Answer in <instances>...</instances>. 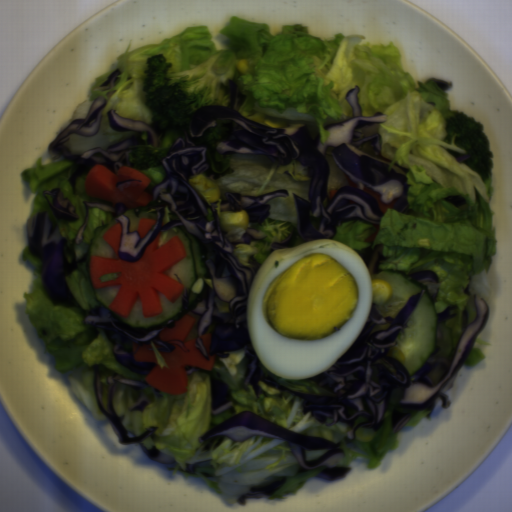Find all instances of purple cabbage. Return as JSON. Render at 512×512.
Segmentation results:
<instances>
[{
	"label": "purple cabbage",
	"instance_id": "c1f60e8f",
	"mask_svg": "<svg viewBox=\"0 0 512 512\" xmlns=\"http://www.w3.org/2000/svg\"><path fill=\"white\" fill-rule=\"evenodd\" d=\"M351 108V118L331 122L325 126L328 132L325 143L321 137L312 140L306 125H285L271 128L262 122L245 118L241 113L246 100L238 87L231 91L226 105L210 104L196 112L189 120L182 136L175 141L161 161L164 178L148 192L149 204L136 207L135 216L142 212H160L158 220L140 238L139 232L130 231L127 208L121 204L82 201L86 207L85 220L74 239L62 236V230L54 217L38 211L26 220L27 249L39 260L42 288L54 305L73 308L79 303L67 281L85 261L87 254L77 260L75 249L84 240V230L89 221V208H97L111 214L121 226L118 257L127 262L139 261L152 240L172 227H185L186 231L202 243L205 265L212 278L213 288L206 286L204 296L190 310L199 317L195 345L207 359V350L201 336L210 335L209 355L216 358L230 357L237 350H245L248 363L242 388L251 386L255 396L267 398L268 394L259 382L276 391L301 397L302 413L325 427L336 423L347 424L345 440L355 439L356 430L374 432L385 423V413L393 391L402 389L398 405L400 409L428 411L433 414L438 400L442 409L451 406L447 392L464 366L477 338L489 317V307L469 282L463 294L473 296L475 317L469 323L468 310L461 312L463 330L454 347L452 359L436 356L441 346L440 325L457 316L449 305L438 315L436 346L414 374H410L389 352L398 334L418 304L425 290L410 296L395 318L368 319L344 354L330 367L316 375L306 377L331 392L332 396L299 394L267 377L252 345L248 328V302L253 282L263 264L250 256L249 265H242L234 251L237 245H249L262 240L266 234L247 228L243 237L229 241L228 230H223L221 216L224 212L248 214V224L266 222L270 217L269 201L287 198L282 190L260 196H247L227 192L225 200L208 202L204 194L196 191L189 180L195 173H206L211 167L207 159L205 141L219 120L229 123L232 135L226 141H218V154L264 155L281 165L296 162L307 168L310 187L307 198L294 194L298 216L297 231L304 243L333 239L341 225L361 221L379 226L383 212L378 201L364 191L365 187L376 190L383 203L396 200L392 209L401 215L412 214L407 197L408 169L387 159L382 148L380 125L388 115L378 112L363 116L360 102V86L355 85L345 96ZM343 173H347L359 189L348 186ZM337 195L330 201L329 190ZM229 301L230 310L224 314L218 310L214 298ZM447 363L448 370L439 384L426 378L436 364Z\"/></svg>",
	"mask_w": 512,
	"mask_h": 512
},
{
	"label": "purple cabbage",
	"instance_id": "ea28d5fd",
	"mask_svg": "<svg viewBox=\"0 0 512 512\" xmlns=\"http://www.w3.org/2000/svg\"><path fill=\"white\" fill-rule=\"evenodd\" d=\"M106 104L107 101L103 96L97 97L89 108L86 117L72 120L47 147V153L50 159L54 160L63 157L65 160L75 163V170L68 177V181L73 189V194H77L78 178L88 175L94 165L106 167L114 175H118L120 167H130V154L137 145H154L160 147L167 134L165 132H158L155 127L143 121L124 119L116 110L111 109L107 112L110 129H113L116 133L146 132L148 135L147 142L142 141L140 138H129L111 145L106 149L94 147L81 155L70 151L65 144L69 142L72 134H78L81 137H89L97 134Z\"/></svg>",
	"mask_w": 512,
	"mask_h": 512
},
{
	"label": "purple cabbage",
	"instance_id": "f65ffa83",
	"mask_svg": "<svg viewBox=\"0 0 512 512\" xmlns=\"http://www.w3.org/2000/svg\"><path fill=\"white\" fill-rule=\"evenodd\" d=\"M253 435L284 441L298 464V474L323 466L324 469L315 478L326 482H335L351 472V468L348 466L338 465L345 456L340 441L333 443L322 438L284 428L248 409L239 412L206 431L198 437V441L199 443H207L203 451H208L216 448L224 438H228L236 443L243 442ZM304 450L328 451L321 458L306 461Z\"/></svg>",
	"mask_w": 512,
	"mask_h": 512
},
{
	"label": "purple cabbage",
	"instance_id": "39781b68",
	"mask_svg": "<svg viewBox=\"0 0 512 512\" xmlns=\"http://www.w3.org/2000/svg\"><path fill=\"white\" fill-rule=\"evenodd\" d=\"M177 319L169 320L165 326H160L152 331H132L125 328L117 322L109 310L102 304L99 306V312L94 315L86 316L84 324L101 328L111 342L112 352L116 360L132 373L148 376L155 363L136 362L133 353L122 349L125 341L133 344L150 345L153 342L158 353L174 352L176 345L167 341H162L160 333L164 328L175 327Z\"/></svg>",
	"mask_w": 512,
	"mask_h": 512
},
{
	"label": "purple cabbage",
	"instance_id": "9ea6ddef",
	"mask_svg": "<svg viewBox=\"0 0 512 512\" xmlns=\"http://www.w3.org/2000/svg\"><path fill=\"white\" fill-rule=\"evenodd\" d=\"M94 395L98 405L99 410L103 413V415L107 418L109 423L111 424L118 440L123 444H137L143 453L152 461L162 464V465H172L175 462V458L172 456L162 452L156 446H153L151 449H146L143 445L142 441L150 437L154 434L158 426H151L142 434L136 437H129V433L126 430L121 417H119L115 407H114V394L118 385L125 386L127 388L133 390L143 391L149 386L147 382H139L136 380H128L125 377L121 376L118 373L115 375H108L106 377L108 384V396L106 406L104 405L101 399V367L98 365H94Z\"/></svg>",
	"mask_w": 512,
	"mask_h": 512
},
{
	"label": "purple cabbage",
	"instance_id": "8b30caba",
	"mask_svg": "<svg viewBox=\"0 0 512 512\" xmlns=\"http://www.w3.org/2000/svg\"><path fill=\"white\" fill-rule=\"evenodd\" d=\"M41 193L53 215L69 222L79 220V214L76 212L72 202L65 198L60 187L52 190H43Z\"/></svg>",
	"mask_w": 512,
	"mask_h": 512
},
{
	"label": "purple cabbage",
	"instance_id": "06f8d472",
	"mask_svg": "<svg viewBox=\"0 0 512 512\" xmlns=\"http://www.w3.org/2000/svg\"><path fill=\"white\" fill-rule=\"evenodd\" d=\"M210 385L212 414L219 415L231 409L233 403L227 383L218 378L211 381Z\"/></svg>",
	"mask_w": 512,
	"mask_h": 512
},
{
	"label": "purple cabbage",
	"instance_id": "9cd0cae8",
	"mask_svg": "<svg viewBox=\"0 0 512 512\" xmlns=\"http://www.w3.org/2000/svg\"><path fill=\"white\" fill-rule=\"evenodd\" d=\"M384 246L379 244L373 248H365L359 256L369 270V274H379L382 270L380 266L388 260V256H383Z\"/></svg>",
	"mask_w": 512,
	"mask_h": 512
},
{
	"label": "purple cabbage",
	"instance_id": "38c2f254",
	"mask_svg": "<svg viewBox=\"0 0 512 512\" xmlns=\"http://www.w3.org/2000/svg\"><path fill=\"white\" fill-rule=\"evenodd\" d=\"M286 477L279 479L278 481L269 482L261 487H251L250 490L237 499V504L244 506L248 498L259 499L262 497H270L275 494L286 482Z\"/></svg>",
	"mask_w": 512,
	"mask_h": 512
},
{
	"label": "purple cabbage",
	"instance_id": "4d1481cc",
	"mask_svg": "<svg viewBox=\"0 0 512 512\" xmlns=\"http://www.w3.org/2000/svg\"><path fill=\"white\" fill-rule=\"evenodd\" d=\"M413 280L427 285L429 295L433 301L436 302L440 289L439 276L434 271H421L408 275Z\"/></svg>",
	"mask_w": 512,
	"mask_h": 512
},
{
	"label": "purple cabbage",
	"instance_id": "45c4457a",
	"mask_svg": "<svg viewBox=\"0 0 512 512\" xmlns=\"http://www.w3.org/2000/svg\"><path fill=\"white\" fill-rule=\"evenodd\" d=\"M410 420L409 415L397 410H393L390 416V423L394 433L401 430L403 426Z\"/></svg>",
	"mask_w": 512,
	"mask_h": 512
},
{
	"label": "purple cabbage",
	"instance_id": "7bc51332",
	"mask_svg": "<svg viewBox=\"0 0 512 512\" xmlns=\"http://www.w3.org/2000/svg\"><path fill=\"white\" fill-rule=\"evenodd\" d=\"M123 72L121 70L116 69L113 71L98 87L97 90L105 92L114 87L116 81L118 80V76Z\"/></svg>",
	"mask_w": 512,
	"mask_h": 512
},
{
	"label": "purple cabbage",
	"instance_id": "ad9c8063",
	"mask_svg": "<svg viewBox=\"0 0 512 512\" xmlns=\"http://www.w3.org/2000/svg\"><path fill=\"white\" fill-rule=\"evenodd\" d=\"M297 237H296V234L295 232H290V234L285 238L283 239L282 241L280 242H274L272 244V248L274 249L275 252L281 250V249H285V248H290V247H294V243L296 241ZM274 252V253H275Z\"/></svg>",
	"mask_w": 512,
	"mask_h": 512
},
{
	"label": "purple cabbage",
	"instance_id": "7f2bcce9",
	"mask_svg": "<svg viewBox=\"0 0 512 512\" xmlns=\"http://www.w3.org/2000/svg\"><path fill=\"white\" fill-rule=\"evenodd\" d=\"M215 466L212 465L211 459L205 461H199L194 464H186V473L194 474L196 469H213Z\"/></svg>",
	"mask_w": 512,
	"mask_h": 512
},
{
	"label": "purple cabbage",
	"instance_id": "61c92939",
	"mask_svg": "<svg viewBox=\"0 0 512 512\" xmlns=\"http://www.w3.org/2000/svg\"><path fill=\"white\" fill-rule=\"evenodd\" d=\"M150 405L149 400L146 397H141L137 402L130 408V411H139L143 413L146 407Z\"/></svg>",
	"mask_w": 512,
	"mask_h": 512
},
{
	"label": "purple cabbage",
	"instance_id": "c7479f85",
	"mask_svg": "<svg viewBox=\"0 0 512 512\" xmlns=\"http://www.w3.org/2000/svg\"><path fill=\"white\" fill-rule=\"evenodd\" d=\"M444 200H446L447 202H449L456 208L460 207L462 205H465L467 203V200L463 196H458V195H450V196L444 198Z\"/></svg>",
	"mask_w": 512,
	"mask_h": 512
},
{
	"label": "purple cabbage",
	"instance_id": "be4709a2",
	"mask_svg": "<svg viewBox=\"0 0 512 512\" xmlns=\"http://www.w3.org/2000/svg\"><path fill=\"white\" fill-rule=\"evenodd\" d=\"M186 375H191L194 372H201V368H194V367H188L185 366L184 368Z\"/></svg>",
	"mask_w": 512,
	"mask_h": 512
},
{
	"label": "purple cabbage",
	"instance_id": "4a5ac53e",
	"mask_svg": "<svg viewBox=\"0 0 512 512\" xmlns=\"http://www.w3.org/2000/svg\"><path fill=\"white\" fill-rule=\"evenodd\" d=\"M152 392H153V394H154L158 399H159V398L164 397L163 392H162L161 390H159V389H157V388L153 387V386H152Z\"/></svg>",
	"mask_w": 512,
	"mask_h": 512
},
{
	"label": "purple cabbage",
	"instance_id": "c1dc5f6f",
	"mask_svg": "<svg viewBox=\"0 0 512 512\" xmlns=\"http://www.w3.org/2000/svg\"><path fill=\"white\" fill-rule=\"evenodd\" d=\"M467 157H468L467 153H462L457 159H458L459 163H465Z\"/></svg>",
	"mask_w": 512,
	"mask_h": 512
}]
</instances>
